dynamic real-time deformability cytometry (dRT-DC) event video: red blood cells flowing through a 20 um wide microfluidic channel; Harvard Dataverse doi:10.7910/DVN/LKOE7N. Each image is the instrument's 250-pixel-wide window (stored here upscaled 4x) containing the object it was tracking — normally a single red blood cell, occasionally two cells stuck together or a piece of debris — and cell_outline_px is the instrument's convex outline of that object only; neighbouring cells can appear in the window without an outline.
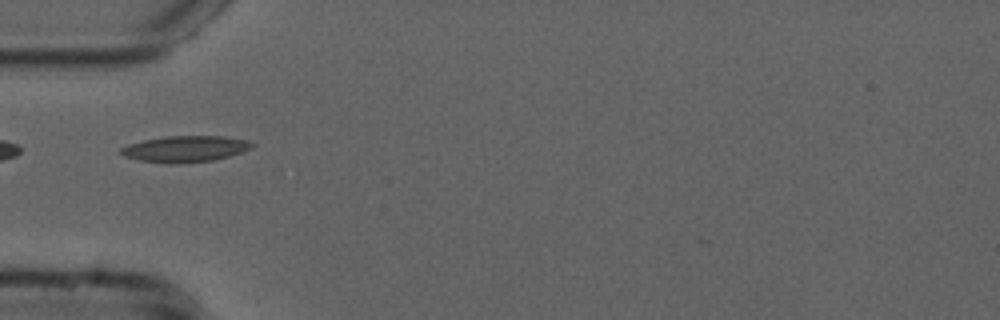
{"species": "common noctule bat (a hibernating species)", "species_latin": "Nyctalus noctula", "temperature_condition": "cold", "stored_images_in_passage": 38, "camera_frame_rate_fps": 3000, "um_per_image_px": 0.085, "animal": {"sex": "male", "forearm_length_mm": 52.5}, "frame": {"image": 1, "passage_image": 1, "time_ms": 0.0, "image_size_px": [1000, 320], "cell_outline_px": [[256, 144], [252, 148], [228, 156], [212, 160], [172, 164], [168, 164], [140, 160], [124, 156], [120, 152], [120, 148], [128, 144], [144, 140], [168, 136], [224, 136], [248, 140]], "centroid_in_image_um": [15.75, 12.65], "position_along_channel_um": 69.3, "area_um2": 19.94}}
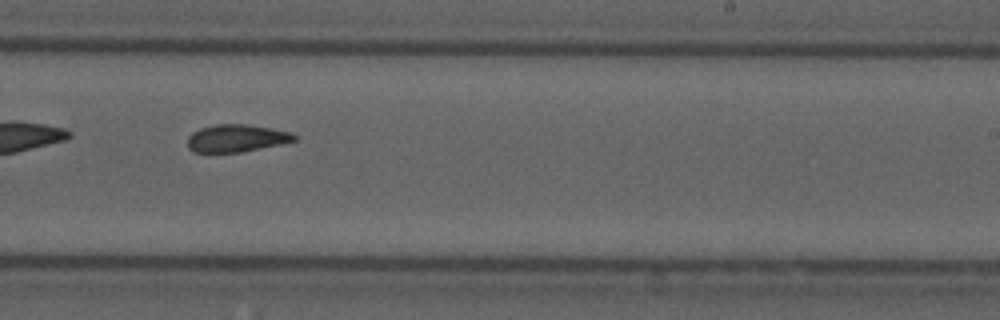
{"frame": {"image": 2, "passage_image": 17, "time_ms": 5.333, "image_size_px": [1000, 320], "cell_outline_px": [[296, 140], [280, 144], [240, 152], [192, 152], [188, 148], [188, 136], [192, 132], [200, 128], [216, 124], [248, 124], [272, 128], [292, 132], [296, 136]], "centroid_in_image_um": [20.08, 11.74], "position_along_channel_um": 268.9, "area_um2": 17.11}, "authors_computed_cell_mechanics": {"area_um2": 17.8602, "velocity_mm_per_s": 3.7493, "shape_relaxation_time_tau1_ms": null, "shape_relaxation_time_tau2_ms": 3.1639, "deformation_change_tau1": null, "deformation_change_tau2": 0.0915}}